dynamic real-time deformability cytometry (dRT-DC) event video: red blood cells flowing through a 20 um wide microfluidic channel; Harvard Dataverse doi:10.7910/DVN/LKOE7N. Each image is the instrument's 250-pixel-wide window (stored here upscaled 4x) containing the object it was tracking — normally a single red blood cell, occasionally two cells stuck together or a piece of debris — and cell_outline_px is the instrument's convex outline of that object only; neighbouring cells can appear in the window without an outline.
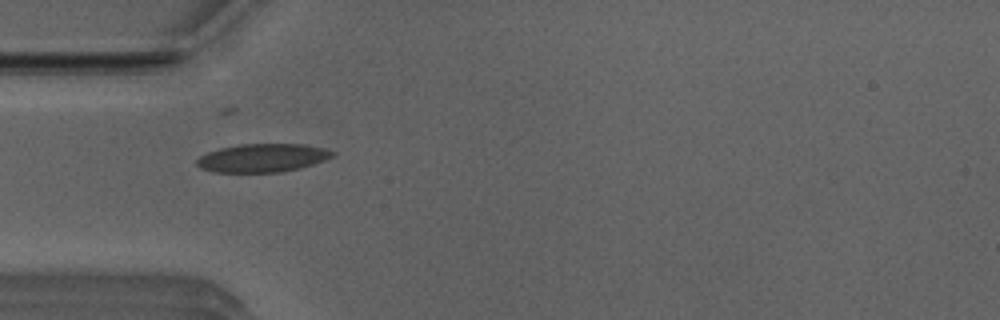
{"species": "Egyptian fruit bat (a non-hibernating species)", "species_latin": "Rousettus aegyptiacus", "temperature_condition": "room temperature", "stored_images_in_passage": 38, "camera_frame_rate_fps": 3000, "um_per_image_px": 0.085, "animal": {"sex": "male"}, "frame": {"image": 1, "passage_image": 1, "time_ms": 0.0, "image_size_px": [1000, 320], "cell_outline_px": [[336, 156], [300, 168], [280, 172], [216, 172], [200, 168], [196, 164], [196, 160], [200, 156], [208, 152], [220, 148], [240, 144], [304, 144], [324, 148], [336, 152]], "centroid_in_image_um": [22.33, 13.42], "position_along_channel_um": 62.7, "area_um2": 22.43}}
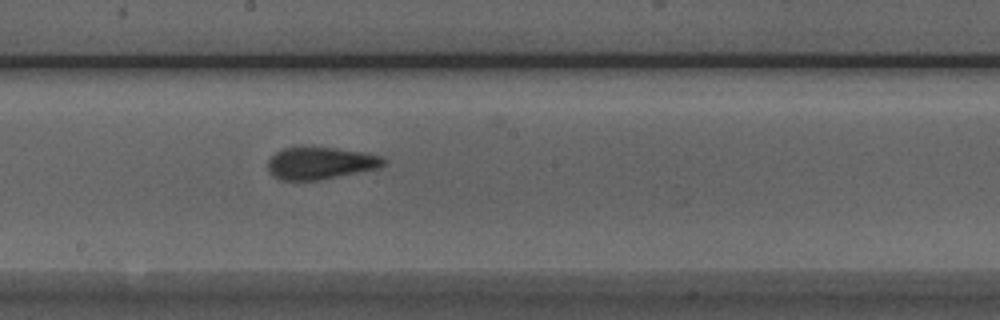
{"frame": {"image": 2, "passage_image": 13, "time_ms": 4.0, "image_size_px": [1000, 320], "cell_outline_px": [[388, 164], [380, 168], [320, 180], [280, 180], [272, 176], [268, 172], [268, 160], [276, 152], [284, 148], [336, 148], [364, 152], [384, 156], [388, 160]], "centroid_in_image_um": [27.3, 13.88], "position_along_channel_um": 220.9, "area_um2": 21.91}}
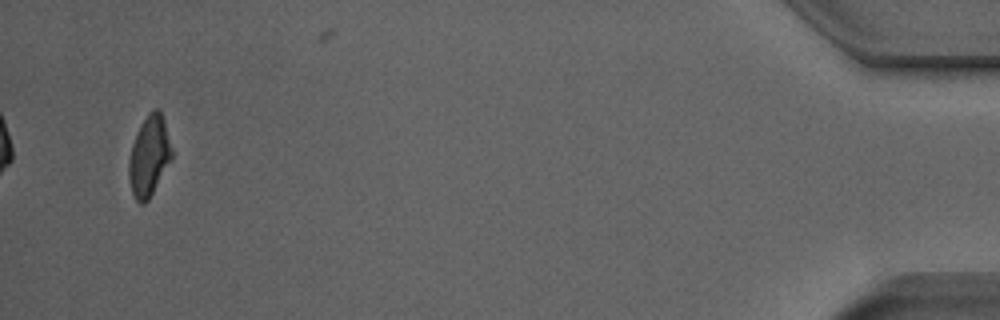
{"frame": {"image": 3, "passage_image": 35, "time_ms": 11.333, "image_size_px": [1000, 320], "cell_outline_px": [[172, 156], [148, 200], [144, 204], [140, 204], [136, 200], [132, 192], [128, 176], [128, 160], [132, 144], [140, 124], [148, 112], [156, 108], [160, 112], [164, 120], [172, 152]], "centroid_in_image_um": [12.64, 13.25], "position_along_channel_um": 422.6, "area_um2": 19.71}, "authors_computed_cell_mechanics": {"area_um2": 21.675, "velocity_mm_per_s": 3.968, "shape_relaxation_time_tau1_ms": 5.3198, "shape_relaxation_time_tau2_ms": 0.8913, "deformation_change_tau1": 0.1434, "deformation_change_tau2": 0.0572}}